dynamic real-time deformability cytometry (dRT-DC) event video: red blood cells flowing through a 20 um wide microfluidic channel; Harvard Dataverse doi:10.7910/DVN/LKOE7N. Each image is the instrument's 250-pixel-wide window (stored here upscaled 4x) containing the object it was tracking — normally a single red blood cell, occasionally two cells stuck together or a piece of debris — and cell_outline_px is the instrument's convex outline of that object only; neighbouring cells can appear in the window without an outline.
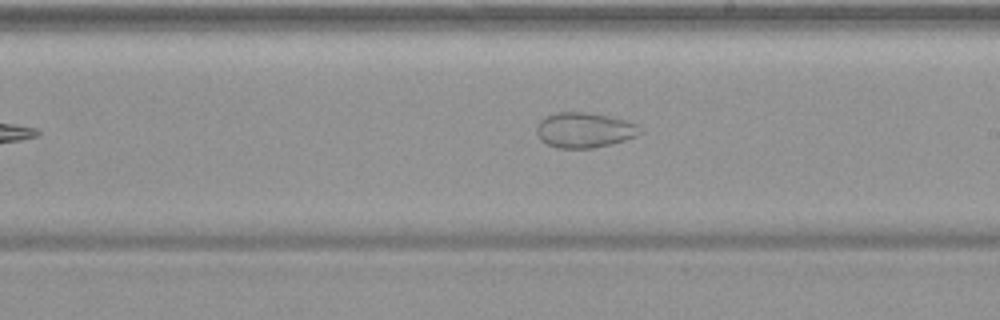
{"species": "common noctule bat (a hibernating species)", "species_latin": "Nyctalus noctula", "temperature_condition": "warm", "stored_images_in_passage": 36, "camera_frame_rate_fps": 3000, "um_per_image_px": 0.085, "animal": {"sex": "female", "body_mass_g": 19.9}, "frame": {"image": 1, "passage_image": 14, "time_ms": 4.333, "image_size_px": [1000, 320], "cell_outline_px": [[644, 132], [636, 136], [624, 140], [592, 148], [556, 148], [540, 140], [536, 132], [536, 128], [540, 120], [544, 116], [556, 112], [588, 112], [608, 116], [624, 120], [636, 124]], "centroid_in_image_um": [49.64, 11.05], "position_along_channel_um": 239.4, "area_um2": 21.21}}
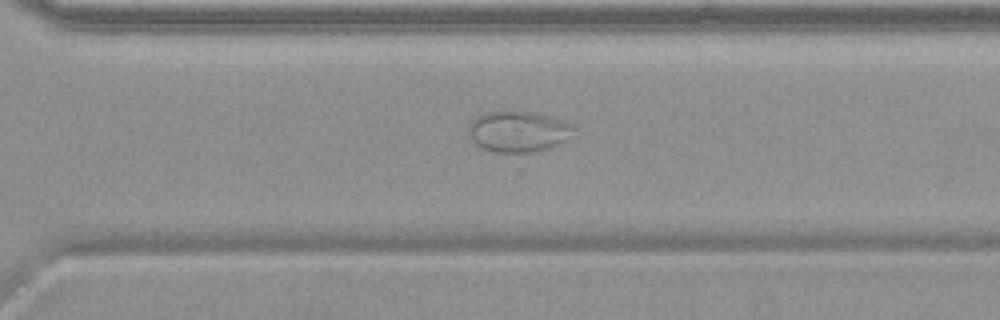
{"frame": {"image": 2, "passage_image": 21, "time_ms": 6.667, "image_size_px": [1000, 320], "cell_outline_px": [[576, 128], [568, 140], [560, 144], [548, 148], [532, 152], [496, 152], [484, 148], [476, 144], [472, 140], [468, 132], [468, 124], [476, 116], [488, 112], [512, 108], [536, 112], [552, 116], [564, 120], [572, 124]], "centroid_in_image_um": [44.08, 11.12], "position_along_channel_um": 326.5, "area_um2": 25.89}}
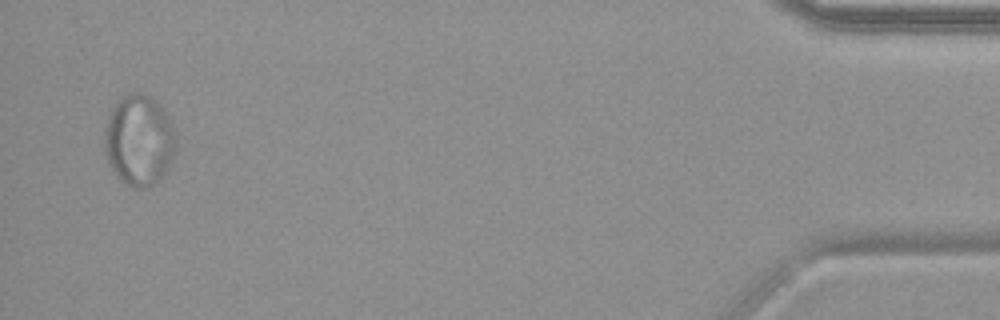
{"frame": {"image": 3, "passage_image": 35, "time_ms": 11.333, "image_size_px": [1000, 320], "cell_outline_px": [[176, 152], [168, 172], [156, 184], [144, 188], [132, 188], [120, 180], [116, 176], [108, 160], [104, 148], [104, 132], [108, 116], [116, 100], [120, 96], [128, 92], [140, 92], [152, 96], [160, 104], [168, 116], [176, 132]], "centroid_in_image_um": [11.85, 11.92], "position_along_channel_um": 423.4, "area_um2": 38.96}}